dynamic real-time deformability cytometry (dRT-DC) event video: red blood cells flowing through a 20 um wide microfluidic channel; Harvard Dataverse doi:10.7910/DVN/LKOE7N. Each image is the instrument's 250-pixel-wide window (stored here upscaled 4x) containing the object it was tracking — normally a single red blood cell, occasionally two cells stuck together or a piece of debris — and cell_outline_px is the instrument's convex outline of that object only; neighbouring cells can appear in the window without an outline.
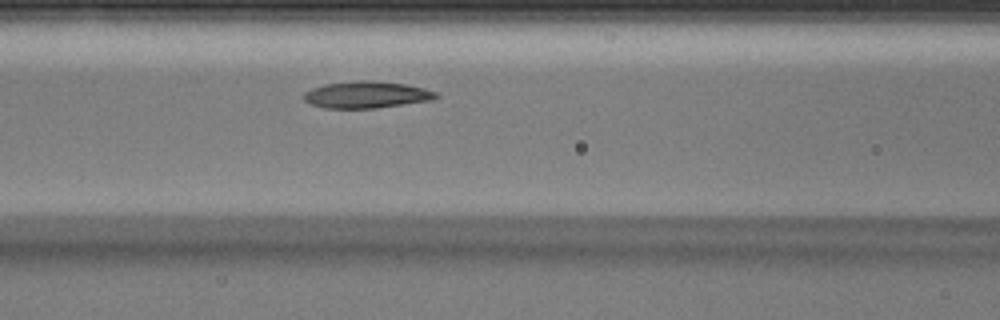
{"species": "Egyptian fruit bat (a non-hibernating species)", "species_latin": "Rousettus aegyptiacus", "temperature_condition": "warm", "stored_images_in_passage": 36, "camera_frame_rate_fps": 3000, "um_per_image_px": 0.085, "animal": {"sex": "male"}, "frame": {"image": 1, "passage_image": 12, "time_ms": 3.667, "image_size_px": [1000, 320], "cell_outline_px": [[440, 96], [432, 100], [376, 108], [324, 108], [312, 104], [304, 100], [304, 92], [312, 88], [324, 84], [356, 80], [372, 80], [404, 84], [424, 88], [436, 92]], "centroid_in_image_um": [31.15, 8.04], "position_along_channel_um": 135.4, "area_um2": 20.63}}
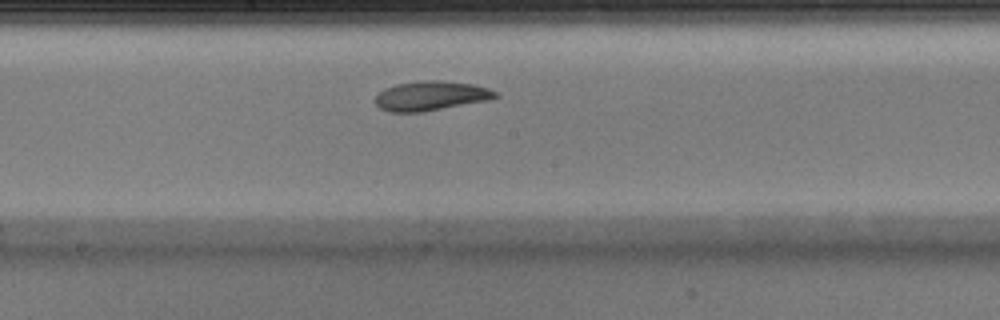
{"frame": {"image": 2, "passage_image": 17, "time_ms": 5.333, "image_size_px": [1000, 320], "cell_outline_px": [[500, 96], [488, 100], [420, 112], [388, 112], [380, 108], [376, 104], [376, 96], [384, 88], [396, 84], [416, 80], [436, 80], [472, 84], [488, 88], [496, 92]], "centroid_in_image_um": [36.6, 8.14], "position_along_channel_um": 211.6, "area_um2": 20.52}}
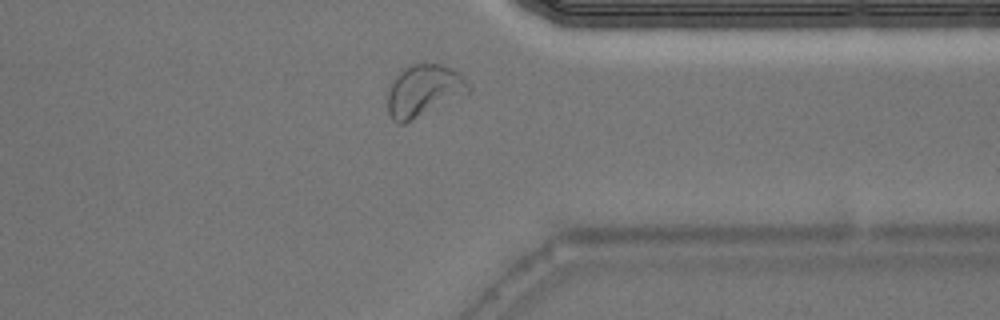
{"frame": {"image": 3, "passage_image": 28, "time_ms": 9.0, "image_size_px": [1000, 320], "cell_outline_px": [[468, 92], [404, 124], [396, 124], [392, 120], [388, 112], [388, 92], [400, 68], [408, 64], [440, 64], [452, 68], [460, 72], [468, 84]], "centroid_in_image_um": [35.96, 7.69], "position_along_channel_um": 375.4, "area_um2": 24.16}}